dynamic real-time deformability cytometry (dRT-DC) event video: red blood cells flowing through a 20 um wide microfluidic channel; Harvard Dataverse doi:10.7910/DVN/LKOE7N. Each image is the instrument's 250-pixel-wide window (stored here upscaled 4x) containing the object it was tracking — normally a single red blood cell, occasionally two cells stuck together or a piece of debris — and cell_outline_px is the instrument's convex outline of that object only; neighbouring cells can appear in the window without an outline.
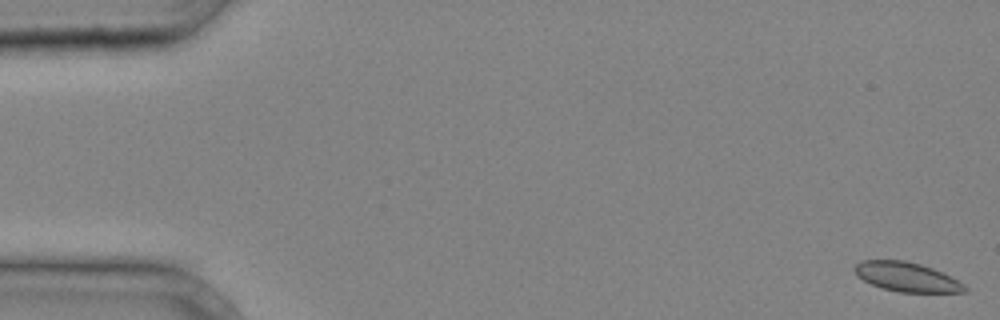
{"species": "common noctule bat (a hibernating species)", "species_latin": "Nyctalus noctula", "temperature_condition": "cold", "stored_images_in_passage": 39, "camera_frame_rate_fps": 3000, "um_per_image_px": 0.085, "animal": {"sex": "male", "body_mass_g": 20.4}, "frame": {"image": 1, "passage_image": 1, "time_ms": 0.0, "image_size_px": [1000, 320], "cell_outline_px": [[968, 288], [964, 292], [900, 292], [884, 288], [872, 284], [856, 276], [852, 268], [860, 260], [904, 260], [920, 264], [932, 268], [964, 284]], "centroid_in_image_um": [77.01, 23.53], "position_along_channel_um": 8.0, "area_um2": 18.61}}
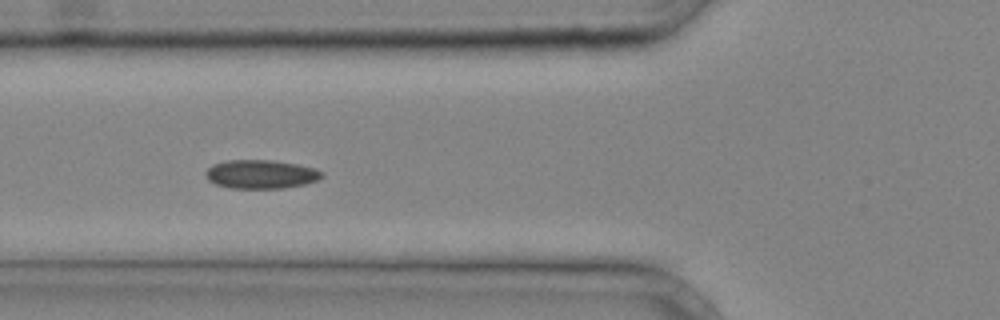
{"frame": {"image": 2, "passage_image": 15, "time_ms": 4.667, "image_size_px": [1000, 320], "cell_outline_px": [[324, 176], [316, 180], [304, 184], [280, 188], [228, 188], [216, 184], [208, 180], [204, 172], [212, 164], [228, 160], [272, 160], [296, 164], [312, 168], [324, 172]], "centroid_in_image_um": [22.14, 14.8], "position_along_channel_um": 103.7, "area_um2": 19.36}}
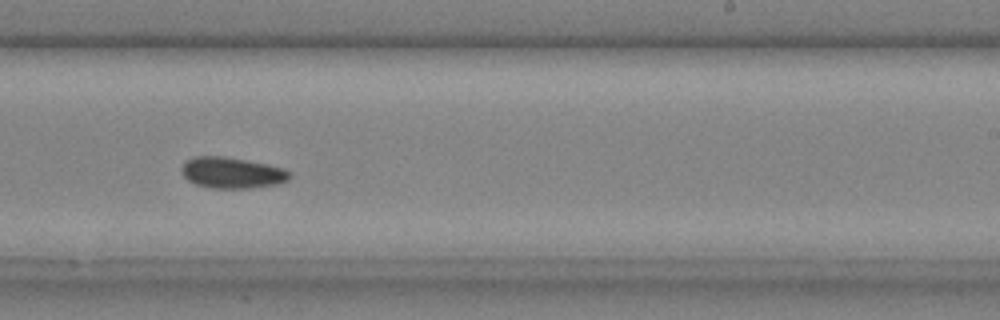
{"frame": {"image": 3, "passage_image": 25, "time_ms": 8.0, "image_size_px": [1000, 320], "cell_outline_px": [[292, 176], [288, 180], [276, 184], [248, 188], [212, 188], [196, 184], [188, 180], [184, 176], [180, 168], [184, 160], [192, 156], [224, 156], [248, 160], [268, 164], [284, 168], [292, 172]], "centroid_in_image_um": [19.71, 14.66], "position_along_channel_um": 269.3, "area_um2": 19.83}}